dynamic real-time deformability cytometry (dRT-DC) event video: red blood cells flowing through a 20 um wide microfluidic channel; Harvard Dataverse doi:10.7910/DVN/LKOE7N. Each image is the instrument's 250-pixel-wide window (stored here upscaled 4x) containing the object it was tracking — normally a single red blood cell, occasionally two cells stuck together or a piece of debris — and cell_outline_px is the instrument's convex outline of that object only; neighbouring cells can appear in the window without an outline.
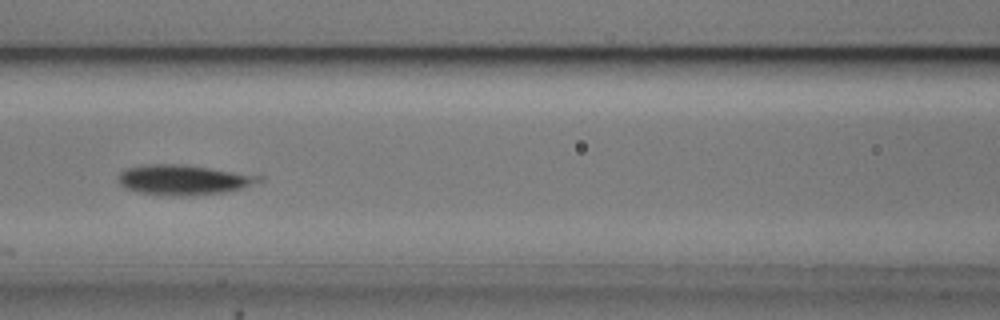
{"species": "common noctule bat (a hibernating species)", "species_latin": "Nyctalus noctula", "temperature_condition": "cold", "stored_images_in_passage": 9, "camera_frame_rate_fps": 3000, "um_per_image_px": 0.085, "animal": {"sex": "male", "body_mass_g": 20.5, "forearm_length_mm": 52.5}, "frame": {"image": 1, "passage_image": 7, "time_ms": 7.667, "image_size_px": [1000, 320], "cell_outline_px": [[264, 180], [240, 188], [224, 192], [188, 196], [168, 196], [136, 192], [124, 188], [116, 180], [120, 172], [128, 168], [144, 164], [184, 164], [264, 176]], "centroid_in_image_um": [15.55, 15.29], "position_along_channel_um": 151.1, "area_um2": 24.85}}
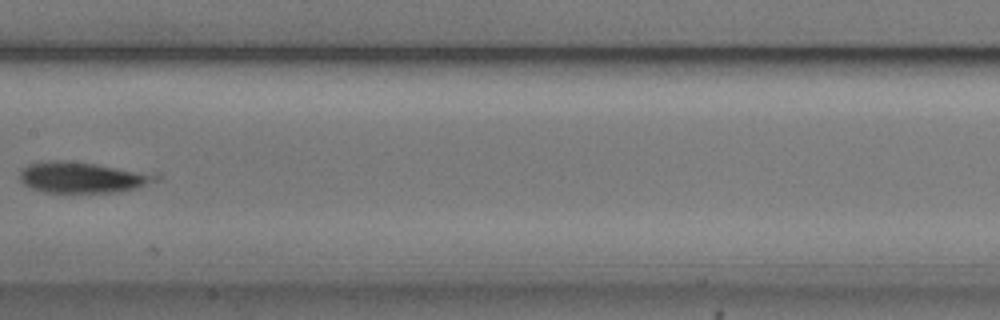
{"frame": {"image": 2, "passage_image": 8, "time_ms": 9.0, "image_size_px": [1000, 320], "cell_outline_px": [[160, 180], [136, 188], [112, 192], [44, 192], [32, 188], [24, 184], [20, 180], [20, 172], [28, 164], [52, 160], [96, 164], [160, 172]], "centroid_in_image_um": [7.13, 15.07], "position_along_channel_um": 200.3, "area_um2": 24.68}}
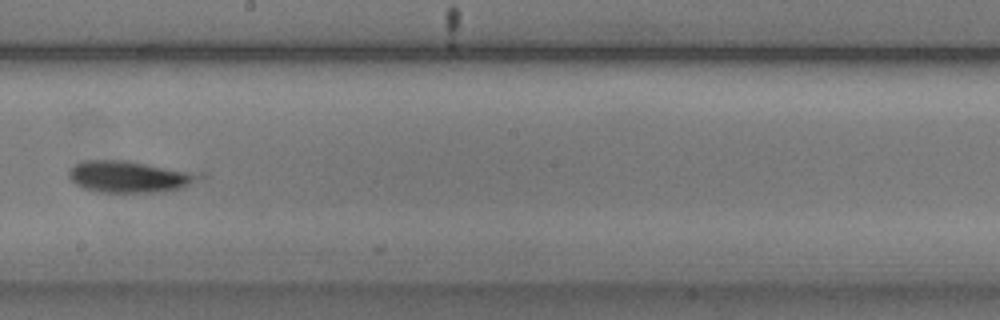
{"frame": {"image": 3, "passage_image": 9, "time_ms": 10.0, "image_size_px": [1000, 320], "cell_outline_px": [[208, 176], [180, 188], [164, 192], [96, 192], [84, 188], [76, 184], [68, 176], [68, 172], [76, 164], [84, 160], [124, 160], [208, 172]], "centroid_in_image_um": [11.15, 15.0], "position_along_channel_um": 237.0, "area_um2": 24.68}}